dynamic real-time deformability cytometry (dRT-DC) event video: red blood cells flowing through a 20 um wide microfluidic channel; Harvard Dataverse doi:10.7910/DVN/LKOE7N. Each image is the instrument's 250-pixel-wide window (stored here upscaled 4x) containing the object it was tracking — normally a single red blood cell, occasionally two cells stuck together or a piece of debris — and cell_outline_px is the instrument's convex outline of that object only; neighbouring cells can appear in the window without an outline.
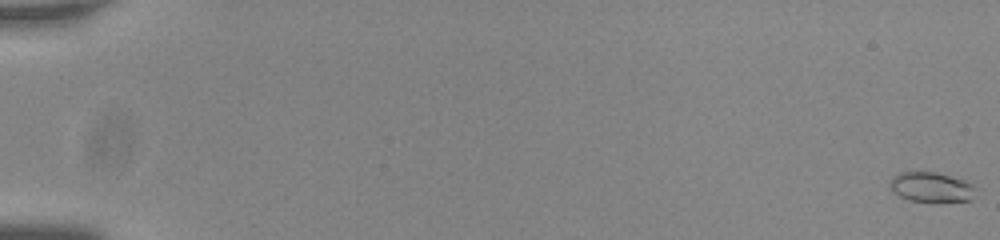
{"species": "common noctule bat (a hibernating species)", "species_latin": "Nyctalus noctula", "temperature_condition": "room temperature", "stored_images_in_passage": 57, "camera_frame_rate_fps": 3000, "um_per_image_px": 0.085, "animal": {"sex": "male", "body_mass_g": 20.0, "forearm_length_mm": 53.3}, "frame": {"image": 1, "passage_image": 1, "time_ms": 0.0, "image_size_px": [1000, 240], "cell_outline_px": [[976, 188], [972, 200], [940, 204], [908, 200], [892, 192], [888, 184], [892, 176], [900, 172], [936, 172], [964, 180], [972, 184]], "centroid_in_image_um": [79.16, 15.95], "position_along_channel_um": 5.8, "area_um2": 15.61}}
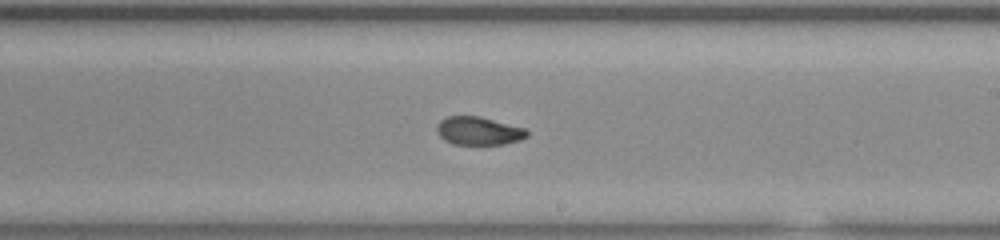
{"frame": {"image": 2, "passage_image": 36, "time_ms": 11.667, "image_size_px": [1000, 240], "cell_outline_px": [[528, 136], [520, 140], [504, 144], [452, 144], [444, 140], [436, 132], [436, 128], [440, 120], [448, 116], [480, 116], [524, 128], [528, 132]], "centroid_in_image_um": [40.66, 11.12], "position_along_channel_um": 248.3, "area_um2": 14.8}}
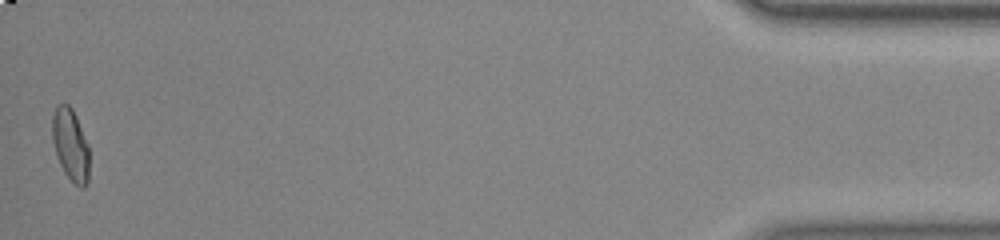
{"frame": {"image": 3, "passage_image": 57, "time_ms": 18.667, "image_size_px": [1000, 240], "cell_outline_px": [[88, 184], [84, 188], [80, 188], [64, 172], [60, 164], [52, 140], [52, 116], [56, 104], [68, 104], [72, 108], [76, 116], [88, 144]], "centroid_in_image_um": [5.99, 12.28], "position_along_channel_um": 429.2, "area_um2": 15.49}, "authors_computed_cell_mechanics": {"area_um2": 15.2592, "velocity_mm_per_s": 3.7583, "shape_relaxation_time_tau1_ms": null, "shape_relaxation_time_tau2_ms": 1.5472, "deformation_change_tau1": null, "deformation_change_tau2": 0.0621}}